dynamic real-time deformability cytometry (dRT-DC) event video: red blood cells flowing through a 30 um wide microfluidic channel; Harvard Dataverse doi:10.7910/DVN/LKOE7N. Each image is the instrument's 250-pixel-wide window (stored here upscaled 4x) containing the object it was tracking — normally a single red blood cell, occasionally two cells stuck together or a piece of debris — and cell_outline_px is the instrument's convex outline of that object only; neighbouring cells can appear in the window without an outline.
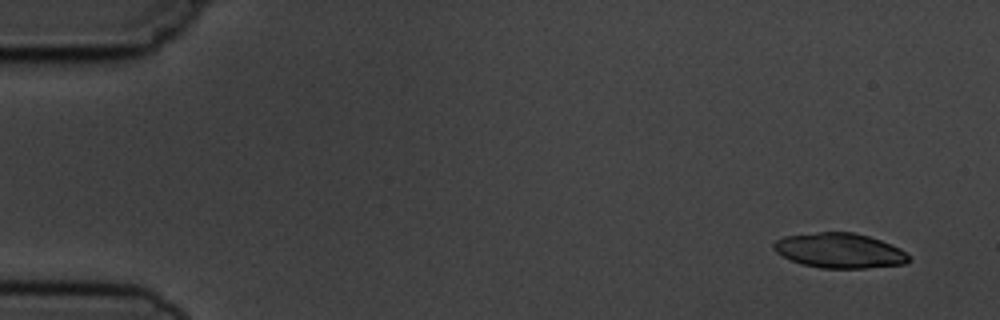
{"species": "common noctule bat (a hibernating species)", "species_latin": "Nyctalus noctula", "temperature_condition": "cold", "stored_images_in_passage": 6, "camera_frame_rate_fps": 3000, "um_per_image_px": 0.085, "animal": {"sex": "male", "body_mass_g": 19.5, "forearm_length_mm": 54.6}, "frame": {"image": 1, "passage_image": 2, "time_ms": 1.0, "image_size_px": [1000, 320], "cell_outline_px": [[912, 260], [904, 264], [864, 268], [820, 268], [804, 264], [792, 260], [776, 252], [772, 248], [772, 244], [776, 240], [784, 236], [816, 232], [852, 232], [868, 236], [892, 244], [900, 248]], "centroid_in_image_um": [71.36, 21.29], "position_along_channel_um": 13.6, "area_um2": 27.4}}
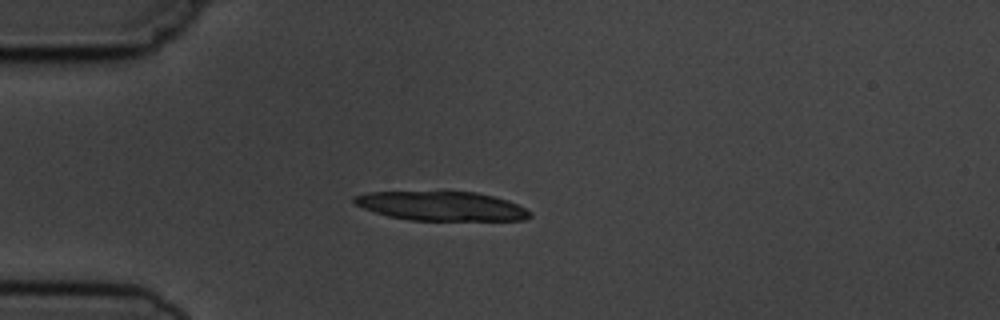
{"frame": {"image": 2, "passage_image": 5, "time_ms": 4.667, "image_size_px": [1000, 320], "cell_outline_px": [[532, 216], [524, 220], [408, 220], [388, 216], [364, 208], [356, 204], [352, 200], [352, 196], [368, 192], [476, 192], [508, 200], [532, 212]], "centroid_in_image_um": [37.53, 17.52], "position_along_channel_um": 47.5, "area_um2": 29.71}}